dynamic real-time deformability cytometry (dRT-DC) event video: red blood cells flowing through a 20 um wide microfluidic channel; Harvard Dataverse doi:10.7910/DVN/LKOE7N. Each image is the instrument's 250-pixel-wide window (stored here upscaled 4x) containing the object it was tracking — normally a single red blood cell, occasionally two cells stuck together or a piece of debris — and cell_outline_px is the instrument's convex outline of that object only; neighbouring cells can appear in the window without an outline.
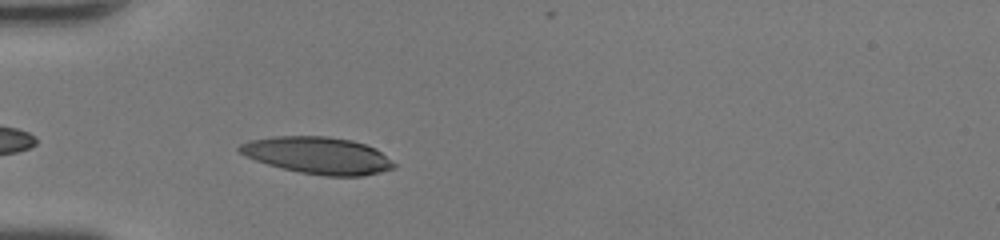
{"species": "human", "species_latin": "Homo sapiens", "temperature_condition": "room temperature", "stored_images_in_passage": 34, "camera_frame_rate_fps": 3000, "um_per_image_px": 0.085, "donor": {"sex": "female"}, "frame": {"image": 1, "passage_image": 2, "time_ms": 0.333, "image_size_px": [1000, 240], "cell_outline_px": [[396, 168], [380, 172], [360, 176], [324, 176], [300, 172], [268, 164], [256, 160], [240, 152], [236, 148], [240, 144], [248, 140], [276, 136], [328, 136], [352, 140], [376, 148], [396, 164]], "centroid_in_image_um": [27.04, 13.2], "position_along_channel_um": 58.0, "area_um2": 33.12}}
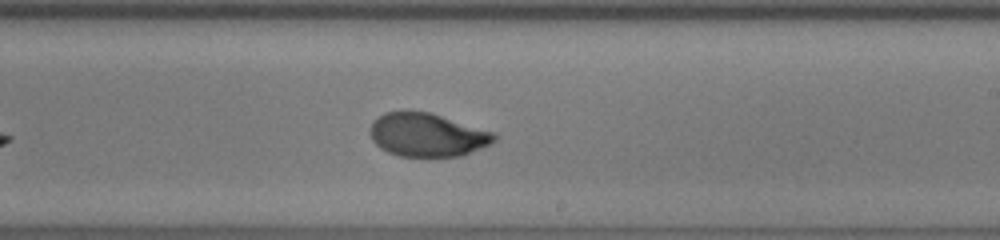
{"frame": {"image": 2, "passage_image": 16, "time_ms": 5.0, "image_size_px": [1000, 240], "cell_outline_px": [[500, 136], [492, 144], [460, 156], [428, 160], [400, 156], [388, 152], [380, 148], [372, 140], [368, 132], [372, 120], [384, 112], [404, 108], [428, 112], [496, 132]], "centroid_in_image_um": [36.3, 11.48], "position_along_channel_um": 252.7, "area_um2": 33.06}}
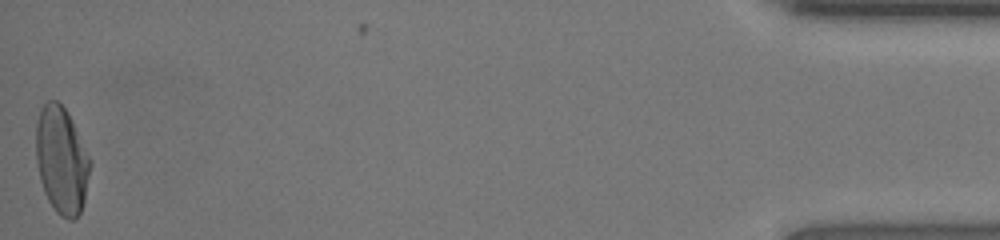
{"frame": {"image": 3, "passage_image": 34, "time_ms": 11.0, "image_size_px": [1000, 240], "cell_outline_px": [[92, 164], [84, 200], [80, 212], [72, 220], [68, 220], [60, 216], [56, 212], [48, 200], [44, 192], [40, 180], [36, 164], [36, 124], [40, 108], [48, 100], [56, 100], [68, 112], [92, 160]], "centroid_in_image_um": [5.24, 13.62], "position_along_channel_um": 430.0, "area_um2": 34.1}, "authors_computed_cell_mechanics": {"area_um2": 32.4258, "velocity_mm_per_s": 4.4051, "shape_relaxation_time_tau1_ms": 3.9798, "shape_relaxation_time_tau2_ms": 1.1602, "deformation_change_tau1": 0.2044, "deformation_change_tau2": 0.0377}}